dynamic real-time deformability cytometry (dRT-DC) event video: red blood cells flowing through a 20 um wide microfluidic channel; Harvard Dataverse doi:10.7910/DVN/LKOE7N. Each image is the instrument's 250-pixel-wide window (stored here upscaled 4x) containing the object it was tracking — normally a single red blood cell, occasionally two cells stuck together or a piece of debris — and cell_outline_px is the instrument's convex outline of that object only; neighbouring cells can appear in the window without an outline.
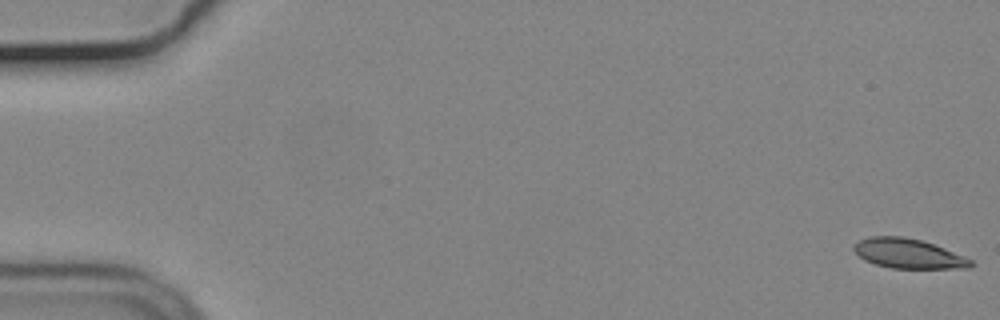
{"species": "common noctule bat (a hibernating species)", "species_latin": "Nyctalus noctula", "temperature_condition": "cold", "stored_images_in_passage": 56, "camera_frame_rate_fps": 3000, "um_per_image_px": 0.085, "animal": {"sex": "male", "body_mass_g": 19.2, "forearm_length_mm": 51.8}, "frame": {"image": 1, "passage_image": 1, "time_ms": 0.0, "image_size_px": [1000, 320], "cell_outline_px": [[972, 264], [968, 268], [892, 268], [876, 264], [864, 260], [852, 248], [860, 240], [872, 236], [900, 236], [920, 240], [944, 248], [964, 256], [972, 260]], "centroid_in_image_um": [77.2, 21.55], "position_along_channel_um": 7.8, "area_um2": 19.83}}
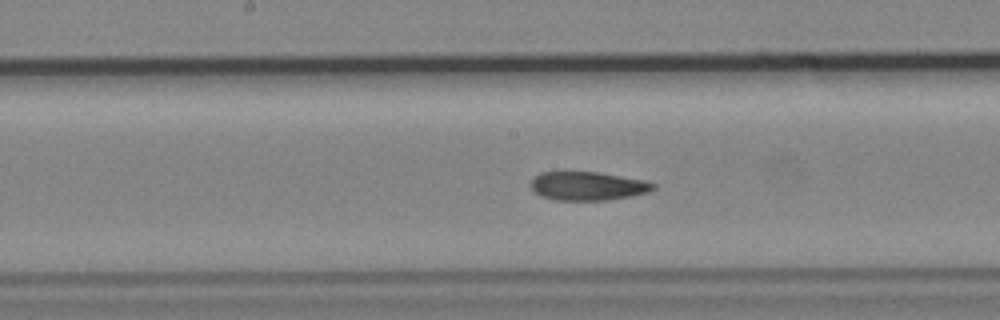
{"frame": {"image": 2, "passage_image": 29, "time_ms": 9.333, "image_size_px": [1000, 320], "cell_outline_px": [[656, 188], [648, 192], [632, 196], [608, 200], [556, 200], [540, 196], [528, 184], [532, 176], [540, 172], [568, 168], [600, 172], [644, 180], [656, 184]], "centroid_in_image_um": [49.87, 15.75], "position_along_channel_um": 198.3, "area_um2": 21.56}}
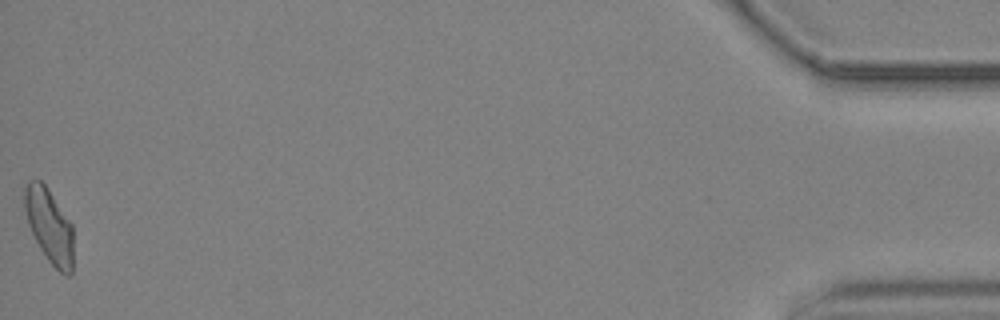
{"frame": {"image": 3, "passage_image": 56, "time_ms": 18.333, "image_size_px": [1000, 320], "cell_outline_px": [[72, 276], [68, 276], [60, 272], [48, 260], [40, 248], [28, 224], [24, 208], [24, 188], [28, 180], [40, 180], [48, 188], [72, 224]], "centroid_in_image_um": [4.18, 19.17], "position_along_channel_um": 431.0, "area_um2": 20.98}, "authors_computed_cell_mechanics": {"area_um2": 21.1837, "velocity_mm_per_s": 3.6905, "shape_relaxation_time_tau1_ms": null, "shape_relaxation_time_tau2_ms": 3.6174, "deformation_change_tau1": null, "deformation_change_tau2": 0.0958}}